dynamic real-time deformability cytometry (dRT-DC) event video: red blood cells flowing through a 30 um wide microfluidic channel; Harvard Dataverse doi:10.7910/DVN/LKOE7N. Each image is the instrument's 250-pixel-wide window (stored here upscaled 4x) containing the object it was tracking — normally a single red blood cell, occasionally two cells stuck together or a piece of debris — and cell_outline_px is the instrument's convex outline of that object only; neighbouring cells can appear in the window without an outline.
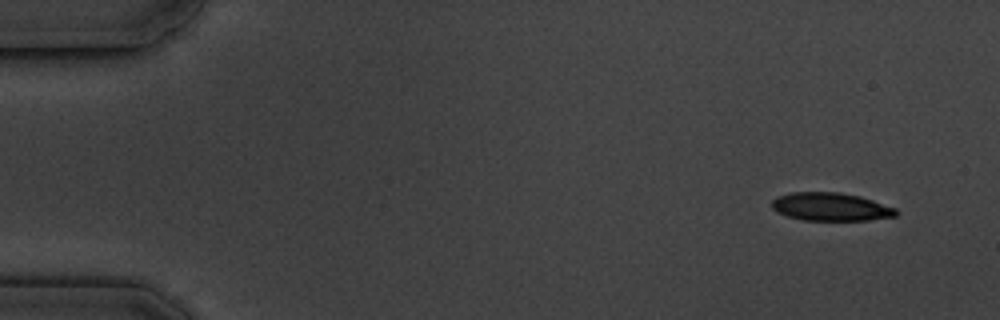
{"species": "common noctule bat (a hibernating species)", "species_latin": "Nyctalus noctula", "temperature_condition": "cold", "stored_images_in_passage": 5, "segment_of_instrument_passage": [1, 2], "camera_frame_rate_fps": 3000, "um_per_image_px": 0.085, "animal": {"sex": "male", "body_mass_g": 19.5, "forearm_length_mm": 54.6}, "frame": {"image": 1, "passage_image": 1, "time_ms": 0.0, "image_size_px": [1000, 320], "cell_outline_px": [[896, 216], [868, 220], [804, 220], [788, 216], [776, 212], [772, 208], [772, 200], [776, 196], [792, 192], [840, 192], [860, 196], [896, 208]], "centroid_in_image_um": [70.58, 17.57], "position_along_channel_um": 14.4, "area_um2": 20.35}}